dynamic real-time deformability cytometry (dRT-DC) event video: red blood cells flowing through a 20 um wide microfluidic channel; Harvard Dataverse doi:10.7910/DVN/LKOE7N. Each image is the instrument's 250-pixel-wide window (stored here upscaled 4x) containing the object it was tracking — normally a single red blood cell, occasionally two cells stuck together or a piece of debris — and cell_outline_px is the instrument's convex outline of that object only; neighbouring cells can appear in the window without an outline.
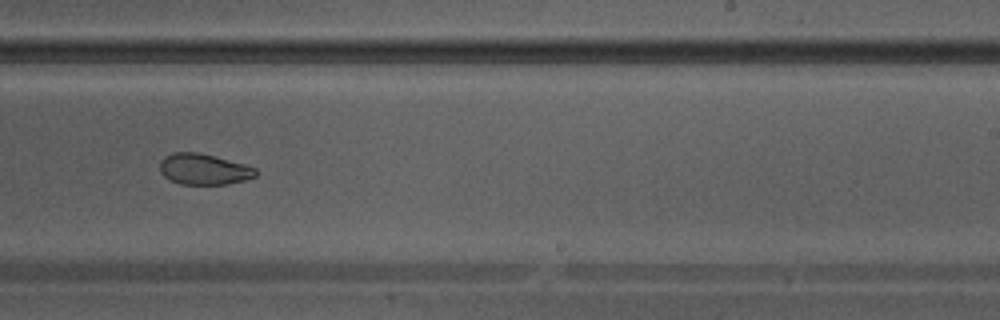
{"species": "Egyptian fruit bat (a non-hibernating species)", "species_latin": "Rousettus aegyptiacus", "temperature_condition": "warm", "stored_images_in_passage": 30, "camera_frame_rate_fps": 3000, "um_per_image_px": 0.085, "animal": {"sex": "male"}, "frame": {"image": 1, "passage_image": 18, "time_ms": 5.667, "image_size_px": [1000, 320], "cell_outline_px": [[256, 176], [244, 180], [228, 184], [180, 184], [164, 176], [160, 172], [160, 160], [164, 156], [172, 152], [196, 152], [244, 164], [256, 168]], "centroid_in_image_um": [17.29, 14.38], "position_along_channel_um": 271.7, "area_um2": 17.11}}